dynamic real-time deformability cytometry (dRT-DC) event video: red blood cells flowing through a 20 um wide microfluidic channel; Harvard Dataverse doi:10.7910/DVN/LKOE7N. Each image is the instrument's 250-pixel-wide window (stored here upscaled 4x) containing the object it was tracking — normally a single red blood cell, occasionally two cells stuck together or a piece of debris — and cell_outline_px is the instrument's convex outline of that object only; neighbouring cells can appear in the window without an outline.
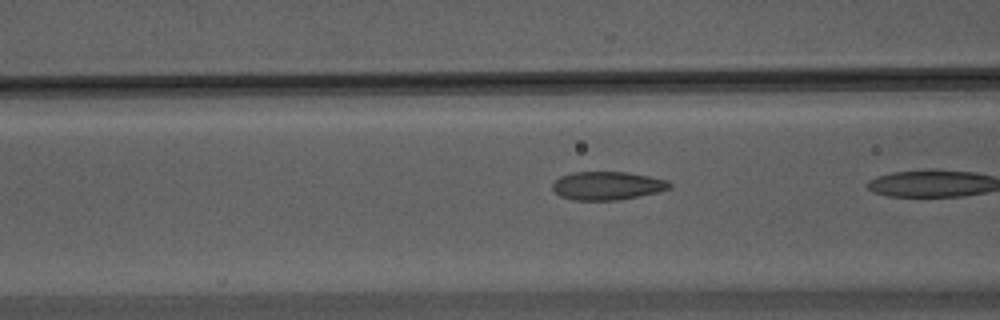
{"species": "Egyptian fruit bat (a non-hibernating species)", "species_latin": "Rousettus aegyptiacus", "temperature_condition": "warm", "stored_images_in_passage": 11, "camera_frame_rate_fps": 3000, "um_per_image_px": 0.085, "animal": {"sex": "male"}, "frame": {"image": 1, "passage_image": 10, "time_ms": 3.0, "image_size_px": [1000, 320], "cell_outline_px": [[672, 188], [660, 192], [616, 200], [572, 200], [560, 196], [552, 188], [552, 184], [560, 176], [572, 172], [628, 172], [668, 180], [672, 184]], "centroid_in_image_um": [51.64, 15.78], "position_along_channel_um": 115.0, "area_um2": 19.42}}